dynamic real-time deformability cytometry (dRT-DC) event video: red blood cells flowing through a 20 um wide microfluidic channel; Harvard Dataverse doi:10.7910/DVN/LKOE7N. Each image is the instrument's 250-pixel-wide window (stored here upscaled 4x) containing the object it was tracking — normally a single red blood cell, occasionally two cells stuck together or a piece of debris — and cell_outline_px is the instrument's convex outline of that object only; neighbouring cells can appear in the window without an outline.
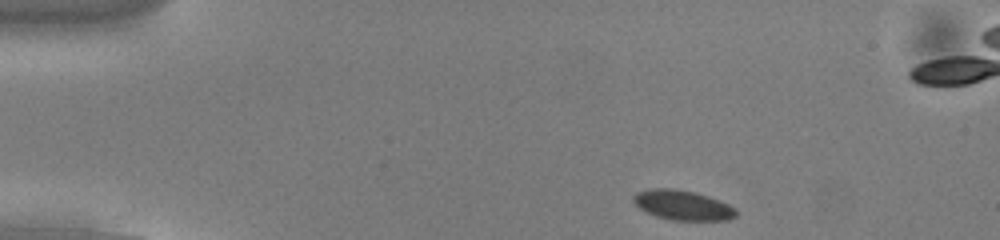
{"species": "common noctule bat (a hibernating species)", "species_latin": "Nyctalus noctula", "temperature_condition": "cold", "stored_images_in_passage": 48, "camera_frame_rate_fps": 3000, "um_per_image_px": 0.085, "animal": {"sex": "male", "body_mass_g": 13.0, "forearm_length_mm": 53.1}, "frame": {"image": 1, "passage_image": 2, "time_ms": 0.333, "image_size_px": [1000, 240], "cell_outline_px": [[736, 216], [728, 220], [672, 220], [656, 216], [644, 212], [632, 200], [632, 196], [636, 192], [652, 188], [672, 188], [696, 192], [708, 196], [728, 204], [736, 208]], "centroid_in_image_um": [58.0, 17.43], "position_along_channel_um": 27.0, "area_um2": 17.92}}
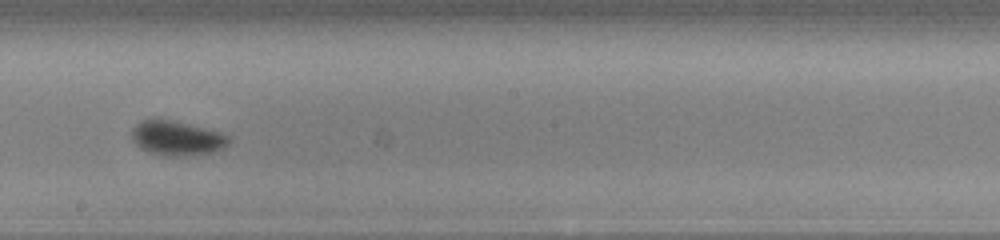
{"frame": {"image": 2, "passage_image": 24, "time_ms": 7.667, "image_size_px": [1000, 240], "cell_outline_px": [[232, 140], [224, 148], [216, 152], [184, 156], [164, 156], [140, 148], [132, 140], [132, 128], [136, 124], [144, 120], [168, 120], [188, 124], [220, 132], [232, 136]], "centroid_in_image_um": [15.09, 11.77], "position_along_channel_um": 233.1, "area_um2": 19.48}}
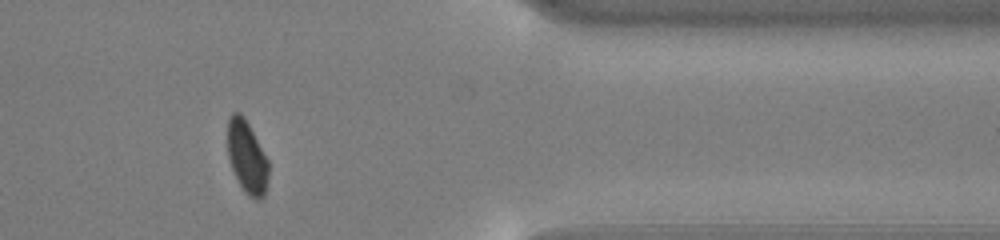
{"frame": {"image": 3, "passage_image": 38, "time_ms": 12.333, "image_size_px": [1000, 240], "cell_outline_px": [[268, 180], [264, 196], [260, 200], [256, 200], [248, 196], [244, 192], [232, 168], [228, 156], [228, 116], [232, 112], [240, 112], [244, 116], [268, 160]], "centroid_in_image_um": [20.99, 13.35], "position_along_channel_um": 390.4, "area_um2": 17.28}}